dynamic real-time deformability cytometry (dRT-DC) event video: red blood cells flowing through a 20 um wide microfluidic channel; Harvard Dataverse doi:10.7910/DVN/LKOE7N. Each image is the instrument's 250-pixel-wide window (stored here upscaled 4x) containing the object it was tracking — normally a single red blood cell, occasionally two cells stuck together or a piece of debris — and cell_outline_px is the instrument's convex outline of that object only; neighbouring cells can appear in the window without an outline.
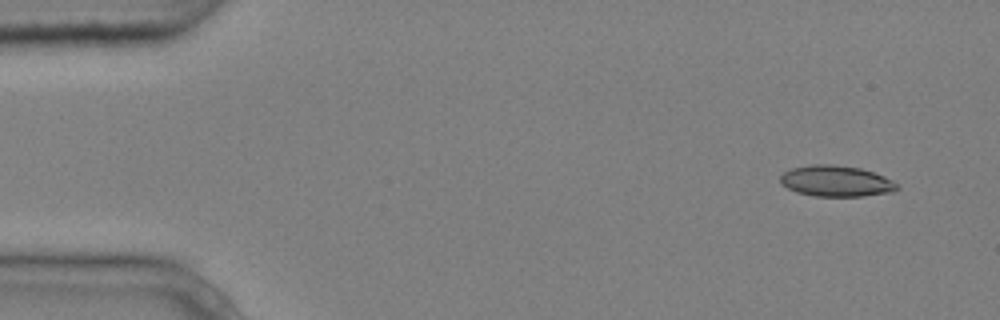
{"species": "common noctule bat (a hibernating species)", "species_latin": "Nyctalus noctula", "temperature_condition": "cold", "stored_images_in_passage": 4, "camera_frame_rate_fps": 3000, "um_per_image_px": 0.085, "animal": {"sex": "male", "body_mass_g": 20.4}, "frame": {"image": 1, "passage_image": 1, "time_ms": 0.0, "image_size_px": [1000, 320], "cell_outline_px": [[900, 188], [892, 192], [864, 196], [816, 196], [796, 192], [780, 184], [780, 176], [784, 172], [792, 168], [812, 164], [832, 164], [860, 168], [884, 176], [892, 180]], "centroid_in_image_um": [71.06, 15.39], "position_along_channel_um": 13.9, "area_um2": 21.1}}
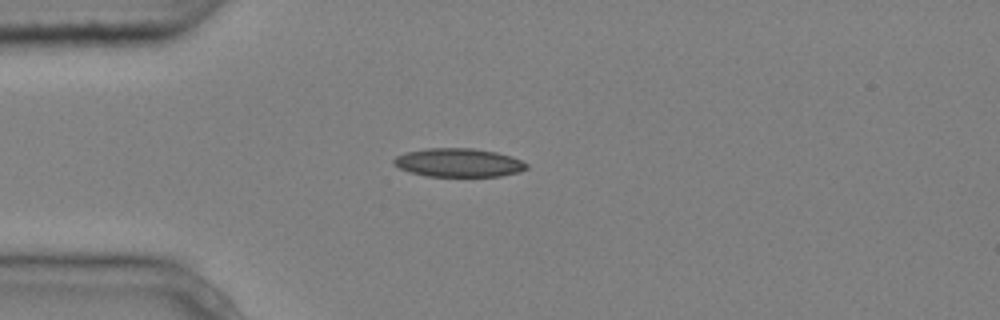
{"frame": {"image": 2, "passage_image": 4, "time_ms": 1.0, "image_size_px": [1000, 320], "cell_outline_px": [[528, 168], [520, 172], [500, 176], [424, 176], [400, 168], [392, 164], [392, 160], [396, 156], [404, 152], [424, 148], [472, 148], [496, 152], [512, 156], [528, 164]], "centroid_in_image_um": [38.96, 13.82], "position_along_channel_um": 46.0, "area_um2": 22.25}}